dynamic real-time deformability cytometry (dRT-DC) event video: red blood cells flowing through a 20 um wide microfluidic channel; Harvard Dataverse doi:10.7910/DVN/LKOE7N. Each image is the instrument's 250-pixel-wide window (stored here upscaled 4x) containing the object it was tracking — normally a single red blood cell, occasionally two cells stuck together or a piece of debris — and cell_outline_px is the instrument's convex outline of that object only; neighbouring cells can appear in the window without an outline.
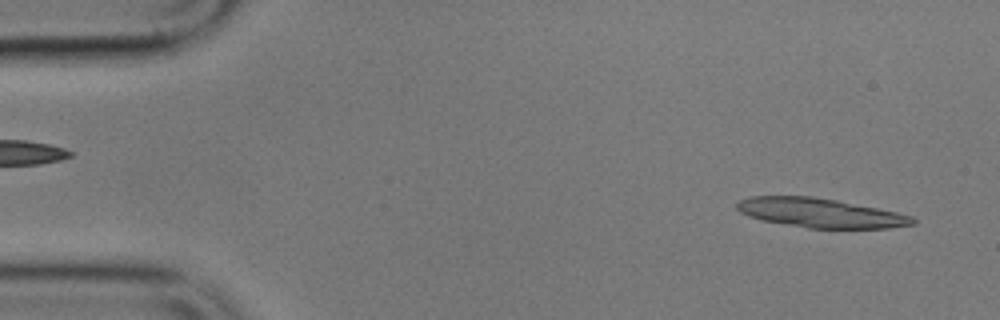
{"species": "common noctule bat (a hibernating species)", "species_latin": "Nyctalus noctula", "temperature_condition": "cold", "stored_images_in_passage": 14, "camera_frame_rate_fps": 3000, "um_per_image_px": 0.085, "animal": {"sex": "male", "body_mass_g": 17.9}, "frame": {"image": 1, "passage_image": 2, "time_ms": 0.333, "image_size_px": [1000, 320], "cell_outline_px": [[916, 224], [888, 228], [808, 228], [760, 220], [748, 216], [740, 212], [736, 208], [736, 204], [740, 200], [752, 196], [812, 196], [836, 200], [896, 212], [912, 216], [916, 220]], "centroid_in_image_um": [69.7, 18.1], "position_along_channel_um": 15.3, "area_um2": 29.88}}